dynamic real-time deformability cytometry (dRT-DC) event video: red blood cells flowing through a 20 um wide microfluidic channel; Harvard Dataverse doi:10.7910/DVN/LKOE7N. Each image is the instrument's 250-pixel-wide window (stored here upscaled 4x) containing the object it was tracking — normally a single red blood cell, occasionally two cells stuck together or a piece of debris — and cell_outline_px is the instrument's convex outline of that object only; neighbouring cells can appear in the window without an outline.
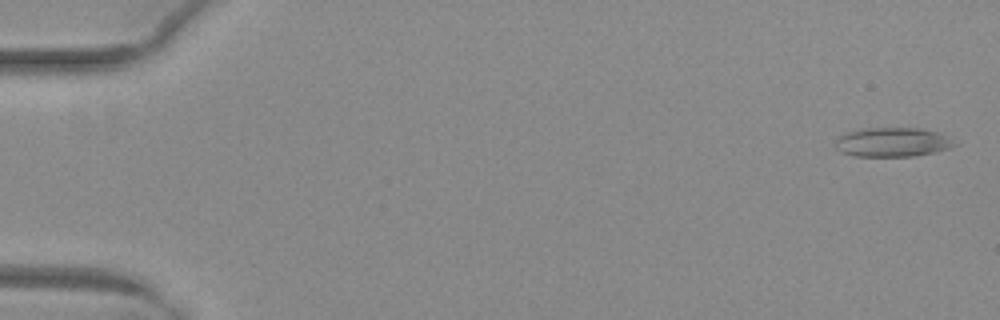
{"species": "common noctule bat (a hibernating species)", "species_latin": "Nyctalus noctula", "temperature_condition": "warm", "stored_images_in_passage": 10, "camera_frame_rate_fps": 3000, "um_per_image_px": 0.085, "animal": {"sex": "female", "body_mass_g": 29.2, "forearm_length_mm": 56.3}, "frame": {"image": 1, "passage_image": 2, "time_ms": 0.333, "image_size_px": [1000, 320], "cell_outline_px": [[956, 144], [948, 148], [936, 152], [912, 156], [856, 156], [840, 152], [836, 148], [836, 140], [840, 136], [848, 132], [864, 128], [920, 128], [940, 132]], "centroid_in_image_um": [75.85, 12.08], "position_along_channel_um": 9.2, "area_um2": 20.11}}